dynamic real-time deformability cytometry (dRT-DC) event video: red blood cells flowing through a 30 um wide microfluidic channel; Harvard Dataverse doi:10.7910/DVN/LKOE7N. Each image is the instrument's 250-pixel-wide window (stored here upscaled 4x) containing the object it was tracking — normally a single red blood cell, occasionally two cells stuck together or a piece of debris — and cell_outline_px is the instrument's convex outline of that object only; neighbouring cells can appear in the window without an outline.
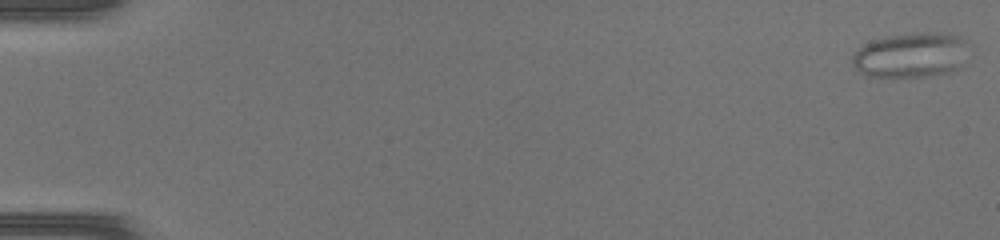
{"species": "common noctule bat (a hibernating species)", "species_latin": "Nyctalus noctula", "temperature_condition": "warm", "stored_images_in_passage": 48, "camera_frame_rate_fps": 3000, "um_per_image_px": 0.085, "animal": {"sex": "female", "body_mass_g": 17.0, "forearm_length_mm": 48.0}, "frame": {"image": 1, "passage_image": 1, "time_ms": 0.0, "image_size_px": [1000, 240], "cell_outline_px": [[968, 40], [960, 68], [952, 72], [932, 76], [864, 76], [852, 64], [852, 56], [864, 44], [872, 40], [884, 36], [916, 32], [940, 32], [960, 36]], "centroid_in_image_um": [77.44, 4.67], "position_along_channel_um": 7.6, "area_um2": 30.69}}
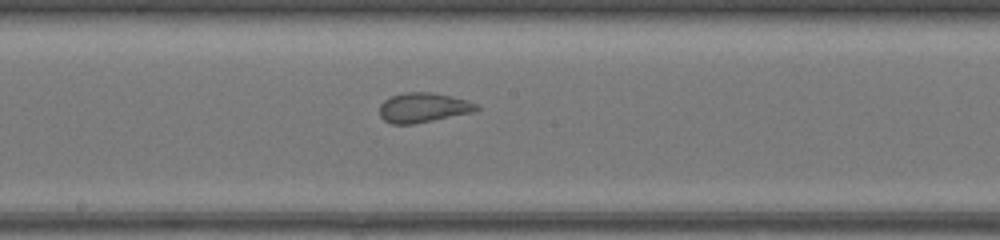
{"frame": {"image": 2, "passage_image": 27, "time_ms": 8.667, "image_size_px": [1000, 240], "cell_outline_px": [[480, 108], [476, 112], [412, 124], [392, 124], [384, 120], [380, 116], [380, 104], [384, 100], [392, 96], [404, 92], [432, 92], [452, 96], [468, 100], [476, 104]], "centroid_in_image_um": [36.0, 9.14], "position_along_channel_um": 212.2, "area_um2": 16.88}}
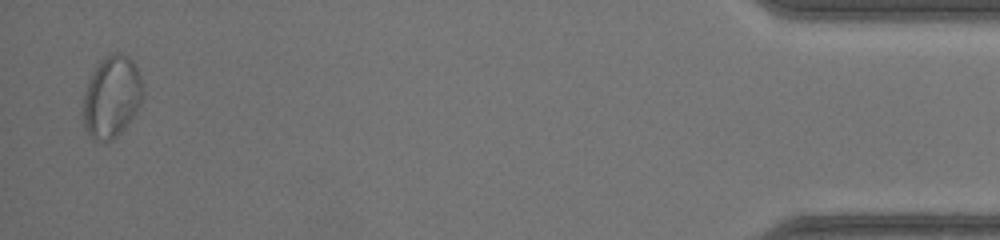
{"frame": {"image": 3, "passage_image": 47, "time_ms": 15.333, "image_size_px": [1000, 240], "cell_outline_px": [[144, 96], [136, 112], [120, 132], [112, 140], [104, 140], [92, 136], [88, 132], [84, 124], [84, 96], [88, 80], [100, 60], [104, 56], [116, 52], [120, 52], [128, 56], [132, 60], [140, 76], [144, 88]], "centroid_in_image_um": [9.52, 8.17], "position_along_channel_um": 425.7, "area_um2": 28.03}}